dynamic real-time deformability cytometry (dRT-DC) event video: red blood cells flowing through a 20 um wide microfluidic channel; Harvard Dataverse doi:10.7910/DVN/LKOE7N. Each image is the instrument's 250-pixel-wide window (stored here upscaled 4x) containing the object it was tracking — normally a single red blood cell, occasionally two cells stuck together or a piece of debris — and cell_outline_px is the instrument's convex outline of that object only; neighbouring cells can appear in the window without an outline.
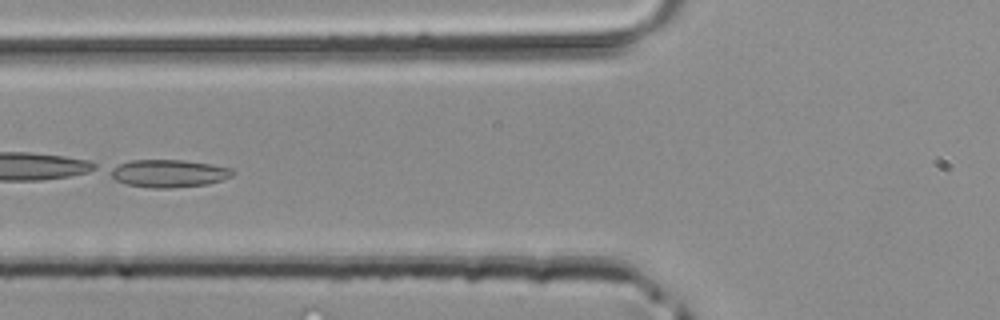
{"species": "common noctule bat (a hibernating species)", "species_latin": "Nyctalus noctula", "temperature_condition": "room temperature", "stored_images_in_passage": 5, "camera_frame_rate_fps": 3000, "um_per_image_px": 0.085, "animal": {"sex": "male", "body_mass_g": 20.4}, "frame": {"image": 1, "passage_image": 5, "time_ms": 1.333, "image_size_px": [1000, 320], "cell_outline_px": [[236, 172], [232, 176], [224, 180], [208, 184], [172, 188], [152, 188], [128, 184], [116, 180], [112, 176], [112, 168], [120, 164], [132, 160], [184, 160], [212, 164], [232, 168]], "centroid_in_image_um": [14.44, 14.74], "position_along_channel_um": 111.4, "area_um2": 19.65}}